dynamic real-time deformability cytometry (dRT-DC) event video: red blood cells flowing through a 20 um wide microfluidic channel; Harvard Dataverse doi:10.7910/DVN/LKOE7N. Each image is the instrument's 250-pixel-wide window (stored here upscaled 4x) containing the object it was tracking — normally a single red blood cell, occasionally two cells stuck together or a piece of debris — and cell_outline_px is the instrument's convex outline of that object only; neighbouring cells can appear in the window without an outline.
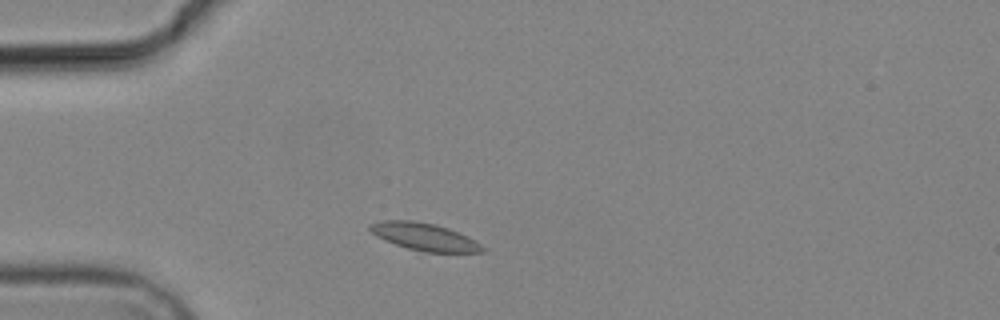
{"species": "common noctule bat (a hibernating species)", "species_latin": "Nyctalus noctula", "temperature_condition": "cold", "stored_images_in_passage": 1, "camera_frame_rate_fps": 3000, "um_per_image_px": 0.085, "animal": {"sex": "male", "body_mass_g": 19.2, "forearm_length_mm": 51.8}, "frame": {"image": 1, "passage_image": 1, "time_ms": 0.0, "image_size_px": [1000, 320], "cell_outline_px": [[488, 248], [484, 252], [424, 252], [408, 248], [384, 240], [376, 236], [368, 228], [368, 224], [380, 220], [412, 220], [436, 224], [448, 228], [468, 236]], "centroid_in_image_um": [36.09, 20.12], "position_along_channel_um": 48.9, "area_um2": 18.15}}